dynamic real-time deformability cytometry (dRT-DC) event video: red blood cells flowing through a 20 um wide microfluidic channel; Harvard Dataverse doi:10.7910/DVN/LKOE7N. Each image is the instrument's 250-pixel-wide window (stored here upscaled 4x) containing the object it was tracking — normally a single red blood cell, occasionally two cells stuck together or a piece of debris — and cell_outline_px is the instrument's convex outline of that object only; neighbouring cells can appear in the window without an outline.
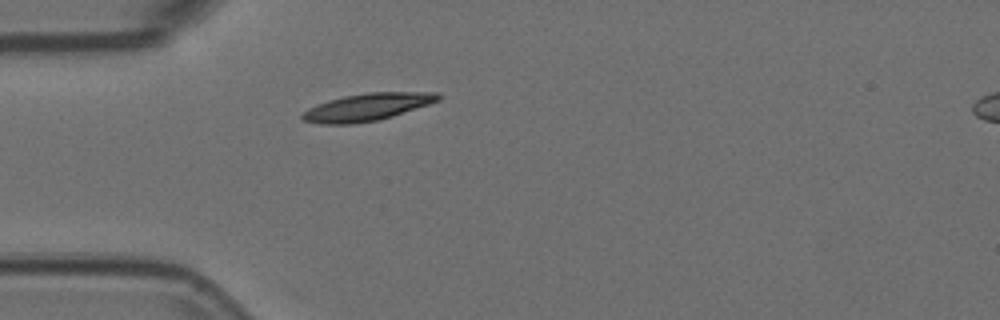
{"species": "Egyptian fruit bat (a non-hibernating species)", "species_latin": "Rousettus aegyptiacus", "temperature_condition": "room temperature", "stored_images_in_passage": 40, "camera_frame_rate_fps": 3000, "um_per_image_px": 0.085, "animal": {"sex": "female"}, "frame": {"image": 1, "passage_image": 1, "time_ms": 0.0, "image_size_px": [1000, 320], "cell_outline_px": [[440, 100], [380, 120], [352, 124], [320, 124], [304, 120], [300, 116], [308, 108], [316, 104], [328, 100], [344, 96], [368, 92], [440, 92]], "centroid_in_image_um": [31.2, 9.1], "position_along_channel_um": 53.8, "area_um2": 21.62}}
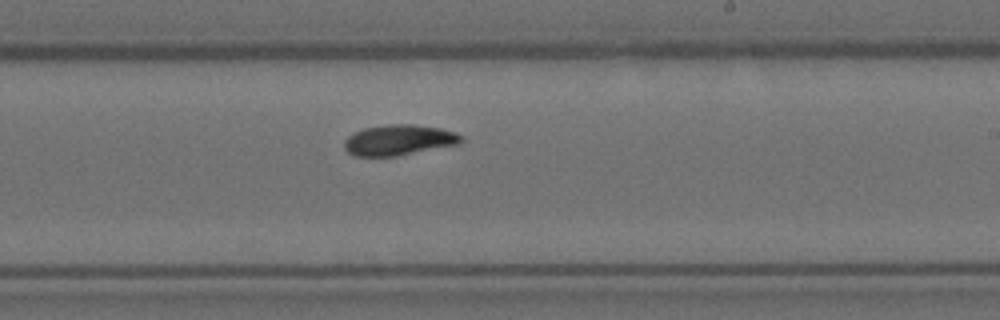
{"frame": {"image": 2, "passage_image": 18, "time_ms": 5.667, "image_size_px": [1000, 320], "cell_outline_px": [[464, 140], [460, 144], [396, 156], [356, 156], [348, 152], [344, 148], [344, 140], [352, 132], [364, 128], [392, 124], [412, 124], [440, 128], [456, 132], [464, 136]], "centroid_in_image_um": [33.93, 11.9], "position_along_channel_um": 255.1, "area_um2": 20.98}}
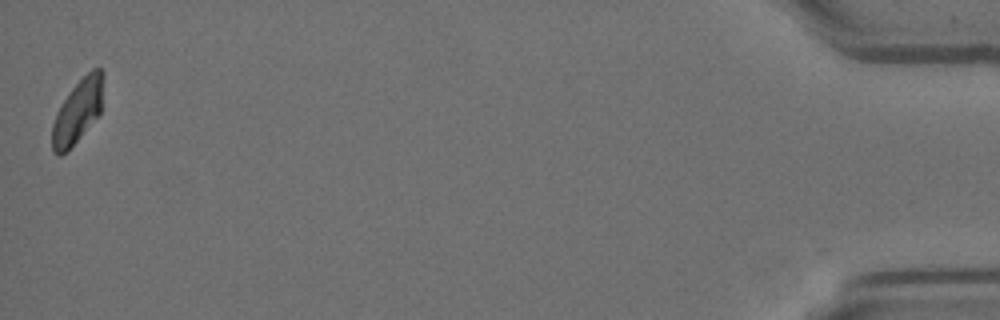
{"frame": {"image": 3, "passage_image": 40, "time_ms": 13.0, "image_size_px": [1000, 320], "cell_outline_px": [[104, 76], [100, 112], [80, 136], [60, 156], [56, 156], [52, 152], [52, 124], [56, 112], [72, 88], [92, 68], [100, 68], [104, 72]], "centroid_in_image_um": [6.59, 9.43], "position_along_channel_um": 428.6, "area_um2": 18.5}, "authors_computed_cell_mechanics": {"area_um2": 20.0566, "velocity_mm_per_s": 3.6832, "shape_relaxation_time_tau1_ms": 8.4605, "shape_relaxation_time_tau2_ms": 2.5779, "deformation_change_tau1": 0.1777, "deformation_change_tau2": 0.0534}}